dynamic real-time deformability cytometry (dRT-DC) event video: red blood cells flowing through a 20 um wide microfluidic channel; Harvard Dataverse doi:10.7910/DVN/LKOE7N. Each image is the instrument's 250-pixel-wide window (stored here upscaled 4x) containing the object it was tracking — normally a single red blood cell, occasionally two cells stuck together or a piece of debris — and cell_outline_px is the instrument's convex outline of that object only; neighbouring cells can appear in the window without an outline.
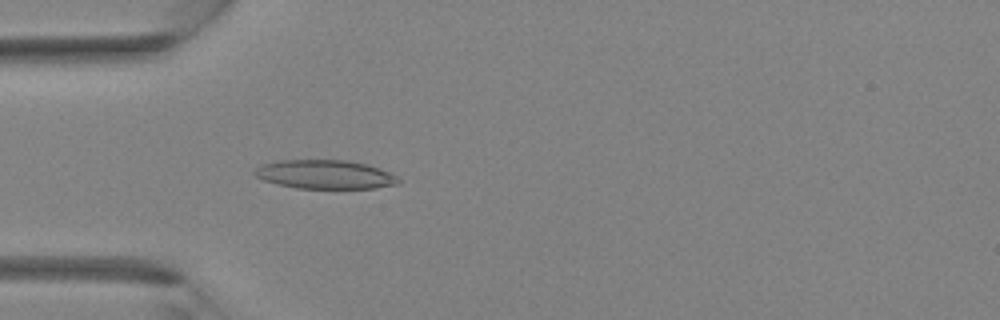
{"species": "Egyptian fruit bat (a non-hibernating species)", "species_latin": "Rousettus aegyptiacus", "temperature_condition": "room temperature", "stored_images_in_passage": 36, "camera_frame_rate_fps": 3000, "um_per_image_px": 0.085, "animal": {"sex": "female"}, "frame": {"image": 1, "passage_image": 11, "time_ms": 3.333, "image_size_px": [1000, 320], "cell_outline_px": [[400, 184], [376, 188], [296, 188], [264, 180], [256, 176], [252, 172], [260, 164], [280, 160], [344, 160], [368, 164], [388, 172], [396, 176], [400, 180]], "centroid_in_image_um": [27.63, 14.82], "position_along_channel_um": 57.4, "area_um2": 24.1}}
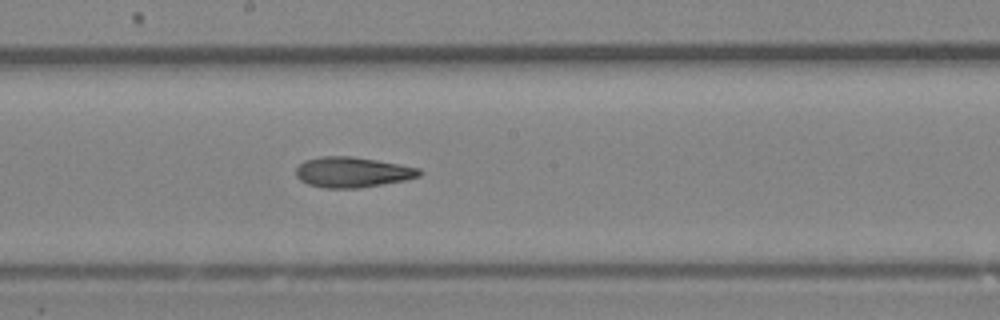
{"frame": {"image": 2, "passage_image": 20, "time_ms": 6.333, "image_size_px": [1000, 320], "cell_outline_px": [[424, 172], [420, 176], [404, 180], [360, 188], [324, 188], [308, 184], [300, 180], [296, 176], [296, 168], [304, 160], [320, 156], [352, 156], [376, 160], [420, 168]], "centroid_in_image_um": [29.94, 14.63], "position_along_channel_um": 218.3, "area_um2": 21.91}}
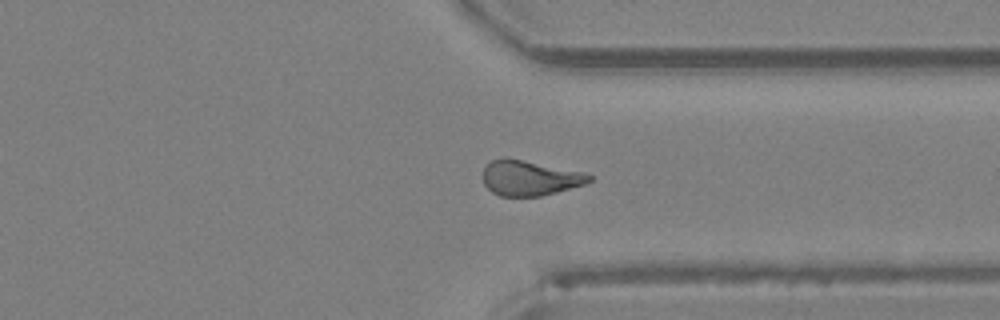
{"frame": {"image": 3, "passage_image": 28, "time_ms": 9.0, "image_size_px": [1000, 320], "cell_outline_px": [[592, 180], [584, 184], [556, 192], [540, 196], [500, 196], [492, 192], [484, 184], [484, 168], [492, 160], [504, 156], [584, 172], [592, 176]], "centroid_in_image_um": [45.02, 15.12], "position_along_channel_um": 366.4, "area_um2": 21.68}}